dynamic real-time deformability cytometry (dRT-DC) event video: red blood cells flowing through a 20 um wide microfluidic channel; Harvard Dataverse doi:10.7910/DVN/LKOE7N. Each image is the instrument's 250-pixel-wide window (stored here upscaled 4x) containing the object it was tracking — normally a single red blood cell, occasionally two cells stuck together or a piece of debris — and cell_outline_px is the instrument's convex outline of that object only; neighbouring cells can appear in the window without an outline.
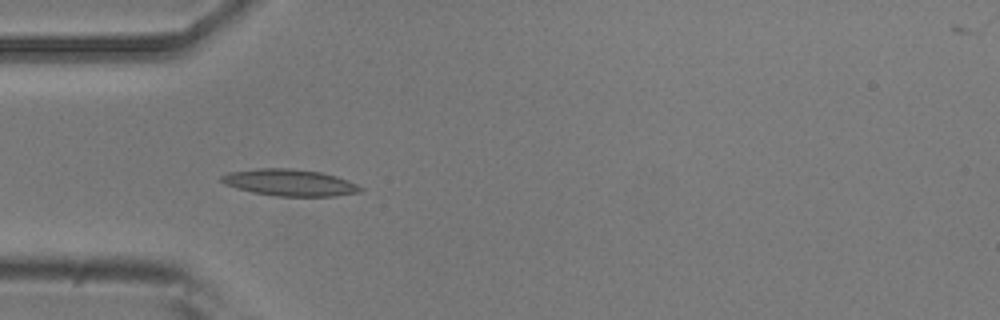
{"species": "common noctule bat (a hibernating species)", "species_latin": "Nyctalus noctula", "temperature_condition": "room temperature", "stored_images_in_passage": 6, "camera_frame_rate_fps": 3000, "um_per_image_px": 0.085, "animal": {"sex": "male", "body_mass_g": 20.5, "forearm_length_mm": 52.5}, "frame": {"image": 1, "passage_image": 5, "time_ms": 4.333, "image_size_px": [1000, 320], "cell_outline_px": [[364, 188], [360, 192], [332, 196], [276, 196], [252, 192], [236, 188], [224, 184], [220, 180], [220, 176], [228, 172], [256, 168], [288, 168], [320, 172], [336, 176], [348, 180]], "centroid_in_image_um": [24.59, 15.51], "position_along_channel_um": 60.4, "area_um2": 21.62}}
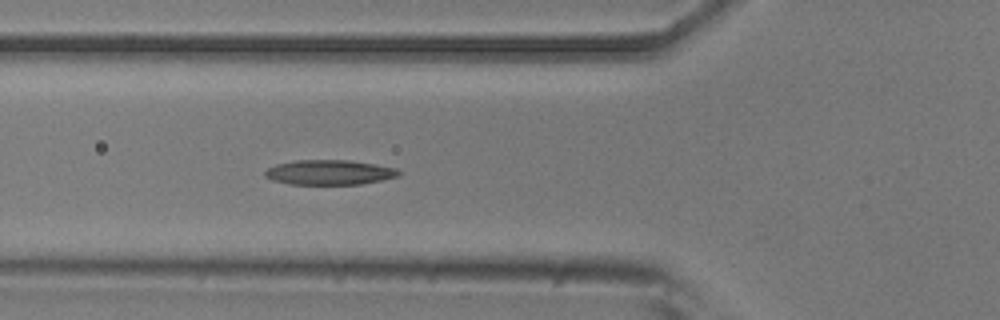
{"frame": {"image": 2, "passage_image": 6, "time_ms": 5.333, "image_size_px": [1000, 320], "cell_outline_px": [[400, 172], [396, 176], [380, 180], [360, 184], [288, 184], [272, 180], [264, 176], [264, 172], [268, 168], [276, 164], [296, 160], [348, 160], [396, 168]], "centroid_in_image_um": [27.92, 14.65], "position_along_channel_um": 97.9, "area_um2": 19.13}}